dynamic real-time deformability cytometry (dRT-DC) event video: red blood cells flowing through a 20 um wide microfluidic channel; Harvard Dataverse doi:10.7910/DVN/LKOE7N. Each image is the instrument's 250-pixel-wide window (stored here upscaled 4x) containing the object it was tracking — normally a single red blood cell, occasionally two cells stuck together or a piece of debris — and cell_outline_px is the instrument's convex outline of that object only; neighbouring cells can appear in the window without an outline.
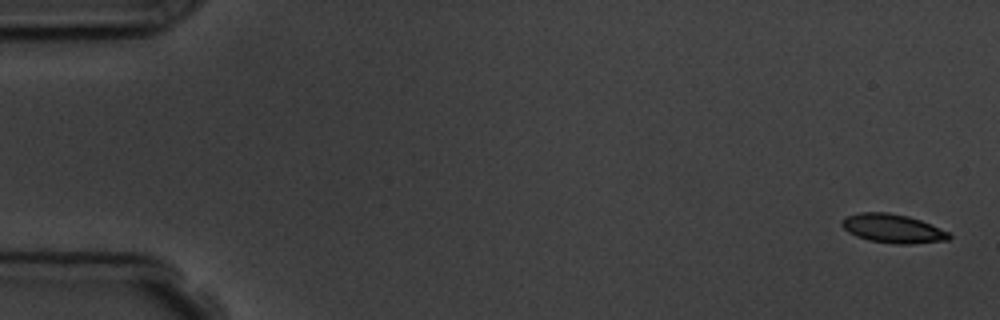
{"species": "common noctule bat (a hibernating species)", "species_latin": "Nyctalus noctula", "temperature_condition": "room temperature", "stored_images_in_passage": 15, "camera_frame_rate_fps": 3000, "um_per_image_px": 0.085, "animal": {"sex": "male", "body_mass_g": 19.5, "forearm_length_mm": 54.6}, "frame": {"image": 1, "passage_image": 1, "time_ms": 0.0, "image_size_px": [1000, 320], "cell_outline_px": [[952, 236], [948, 240], [912, 244], [892, 244], [868, 240], [856, 236], [848, 232], [840, 224], [840, 220], [844, 216], [860, 212], [888, 212], [908, 216], [932, 224], [948, 232]], "centroid_in_image_um": [75.85, 19.42], "position_along_channel_um": 9.1, "area_um2": 18.26}}
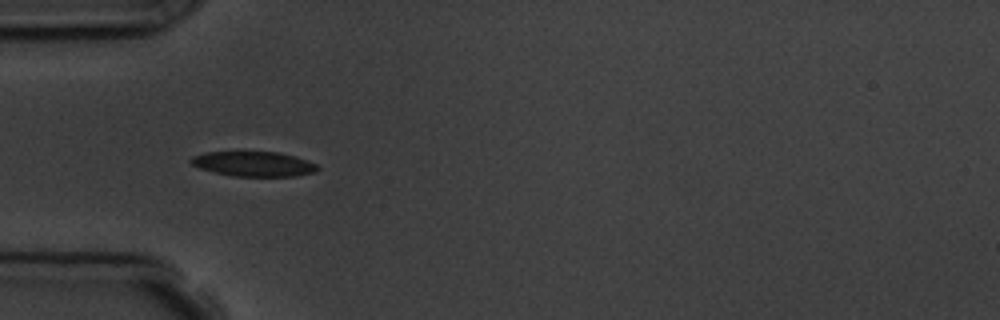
{"frame": {"image": 2, "passage_image": 5, "time_ms": 5.333, "image_size_px": [1000, 320], "cell_outline_px": [[320, 168], [316, 172], [296, 176], [232, 176], [200, 168], [192, 164], [188, 160], [192, 156], [204, 152], [280, 152], [296, 156], [316, 164]], "centroid_in_image_um": [21.58, 13.93], "position_along_channel_um": 63.4, "area_um2": 18.38}, "authors_computed_cell_mechanics": {"area_um2": 18.6116, "velocity_mm_per_s": 3.656, "shape_relaxation_time_tau1_ms": 2.9124, "shape_relaxation_time_tau2_ms": 1.3943, "deformation_change_tau1": 0.0934, "deformation_change_tau2": 0.0329}}